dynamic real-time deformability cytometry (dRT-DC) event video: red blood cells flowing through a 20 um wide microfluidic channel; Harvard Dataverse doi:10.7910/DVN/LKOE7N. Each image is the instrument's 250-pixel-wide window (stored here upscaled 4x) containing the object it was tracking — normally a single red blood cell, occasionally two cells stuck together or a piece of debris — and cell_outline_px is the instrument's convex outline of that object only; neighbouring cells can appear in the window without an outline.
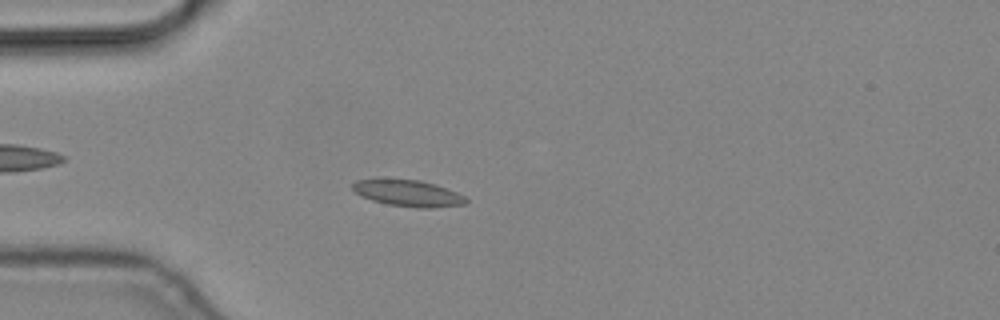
{"species": "common noctule bat (a hibernating species)", "species_latin": "Nyctalus noctula", "temperature_condition": "cold", "stored_images_in_passage": 5, "camera_frame_rate_fps": 3000, "um_per_image_px": 0.085, "animal": {"sex": "male", "body_mass_g": 19.2, "forearm_length_mm": 51.8}, "frame": {"image": 1, "passage_image": 4, "time_ms": 1.0, "image_size_px": [1000, 320], "cell_outline_px": [[468, 200], [464, 204], [432, 208], [416, 208], [388, 204], [372, 200], [360, 196], [352, 188], [352, 184], [356, 180], [420, 180], [436, 184], [456, 192], [464, 196]], "centroid_in_image_um": [34.7, 16.44], "position_along_channel_um": 50.3, "area_um2": 17.17}}